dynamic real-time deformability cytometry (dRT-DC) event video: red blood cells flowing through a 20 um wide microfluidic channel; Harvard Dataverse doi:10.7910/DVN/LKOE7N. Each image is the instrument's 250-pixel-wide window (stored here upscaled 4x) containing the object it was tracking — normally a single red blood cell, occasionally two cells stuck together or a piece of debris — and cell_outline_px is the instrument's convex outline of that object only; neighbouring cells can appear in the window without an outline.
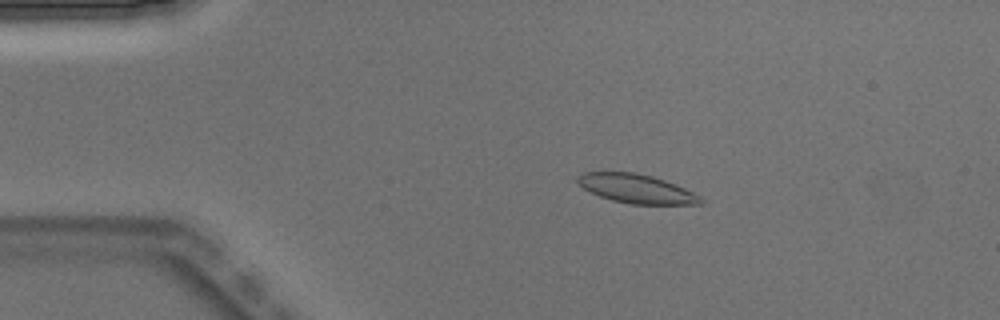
{"species": "Egyptian fruit bat (a non-hibernating species)", "species_latin": "Rousettus aegyptiacus", "temperature_condition": "warm", "stored_images_in_passage": 5, "camera_frame_rate_fps": 3000, "um_per_image_px": 0.085, "animal": {"sex": "male"}, "frame": {"image": 1, "passage_image": 3, "time_ms": 0.667, "image_size_px": [1000, 320], "cell_outline_px": [[704, 200], [700, 204], [632, 204], [612, 200], [600, 196], [584, 188], [576, 180], [576, 176], [584, 172], [636, 172], [652, 176], [664, 180], [684, 188], [700, 196]], "centroid_in_image_um": [54.09, 16.03], "position_along_channel_um": 30.9, "area_um2": 20.52}}